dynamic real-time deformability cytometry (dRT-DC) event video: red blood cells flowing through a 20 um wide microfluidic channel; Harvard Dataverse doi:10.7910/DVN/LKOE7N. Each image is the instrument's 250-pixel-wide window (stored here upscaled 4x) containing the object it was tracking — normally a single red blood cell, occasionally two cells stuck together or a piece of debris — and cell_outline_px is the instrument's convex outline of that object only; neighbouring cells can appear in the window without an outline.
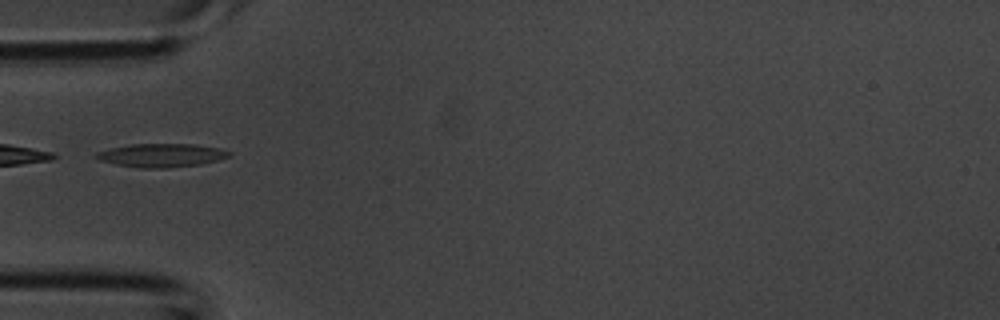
{"species": "common noctule bat (a hibernating species)", "species_latin": "Nyctalus noctula", "temperature_condition": "room temperature", "stored_images_in_passage": 2, "camera_frame_rate_fps": 3000, "um_per_image_px": 0.085, "animal": {"sex": "male", "body_mass_g": 20.1, "forearm_length_mm": 53.5}, "frame": {"image": 1, "passage_image": 2, "time_ms": 0.333, "image_size_px": [1000, 320], "cell_outline_px": [[232, 156], [200, 164], [168, 168], [140, 168], [116, 164], [100, 160], [92, 156], [96, 152], [112, 148], [132, 144], [196, 144], [220, 148], [232, 152]], "centroid_in_image_um": [13.74, 13.2], "position_along_channel_um": 71.3, "area_um2": 18.21}}